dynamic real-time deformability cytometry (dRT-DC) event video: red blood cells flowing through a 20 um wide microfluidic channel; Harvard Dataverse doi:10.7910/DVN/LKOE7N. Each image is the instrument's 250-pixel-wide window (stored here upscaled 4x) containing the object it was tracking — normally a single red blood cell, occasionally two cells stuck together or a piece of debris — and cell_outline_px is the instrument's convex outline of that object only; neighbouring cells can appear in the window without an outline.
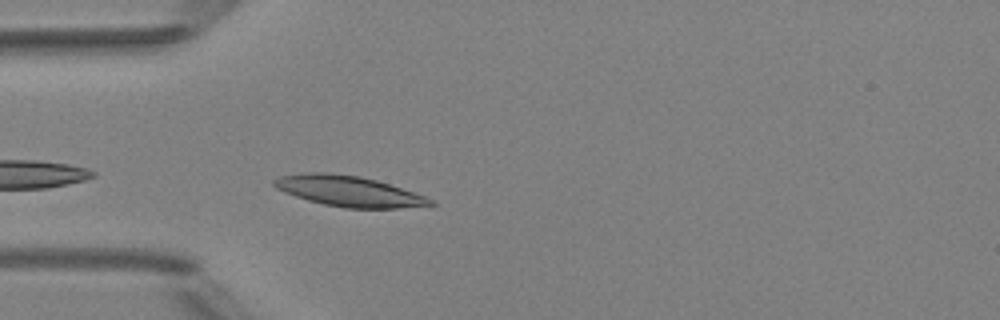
{"species": "Egyptian fruit bat (a non-hibernating species)", "species_latin": "Rousettus aegyptiacus", "temperature_condition": "room temperature", "stored_images_in_passage": 3, "camera_frame_rate_fps": 3000, "um_per_image_px": 0.085, "animal": {"sex": "female"}, "frame": {"image": 1, "passage_image": 3, "time_ms": 3.333, "image_size_px": [1000, 320], "cell_outline_px": [[436, 204], [400, 208], [344, 208], [324, 204], [308, 200], [284, 192], [276, 188], [272, 184], [272, 180], [280, 176], [312, 172], [324, 172], [360, 176], [376, 180], [436, 200]], "centroid_in_image_um": [29.62, 16.25], "position_along_channel_um": 55.4, "area_um2": 27.57}}